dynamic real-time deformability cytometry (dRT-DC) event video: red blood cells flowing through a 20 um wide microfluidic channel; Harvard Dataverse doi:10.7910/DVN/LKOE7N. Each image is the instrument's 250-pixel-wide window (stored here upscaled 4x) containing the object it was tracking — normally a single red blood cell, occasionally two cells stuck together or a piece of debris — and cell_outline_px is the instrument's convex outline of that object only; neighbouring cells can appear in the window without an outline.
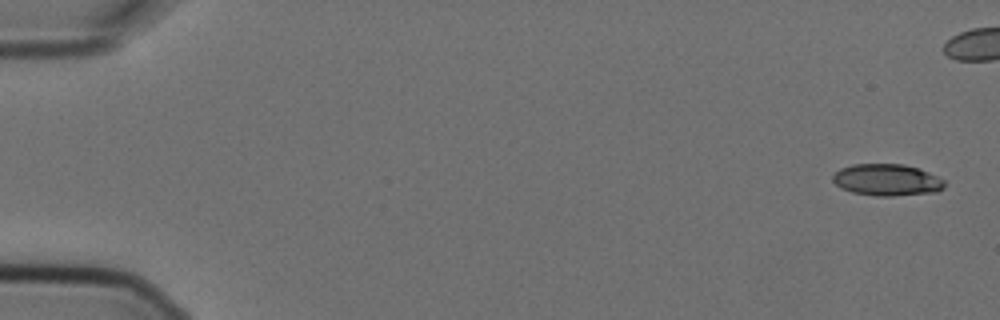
{"species": "Egyptian fruit bat (a non-hibernating species)", "species_latin": "Rousettus aegyptiacus", "temperature_condition": "cold", "stored_images_in_passage": 6, "camera_frame_rate_fps": 3000, "um_per_image_px": 0.085, "animal": {"sex": "female"}, "frame": {"image": 1, "passage_image": 1, "time_ms": 0.0, "image_size_px": [1000, 320], "cell_outline_px": [[944, 188], [936, 192], [892, 196], [876, 196], [852, 192], [840, 188], [832, 180], [832, 176], [840, 168], [852, 164], [904, 164], [920, 168], [944, 180]], "centroid_in_image_um": [75.37, 15.29], "position_along_channel_um": 9.6, "area_um2": 20.75}}
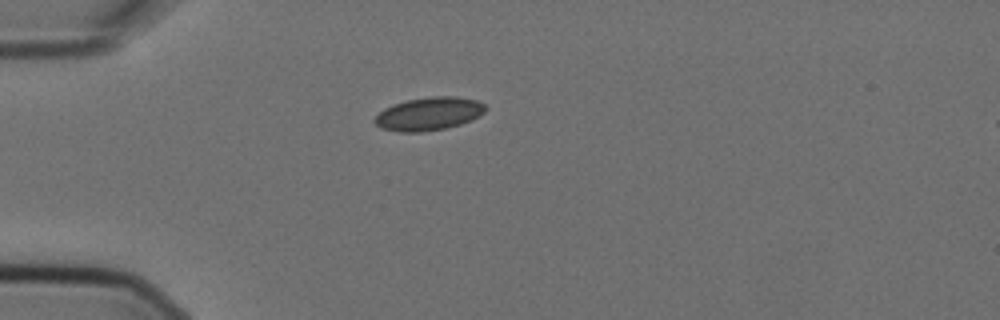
{"frame": {"image": 2, "passage_image": 6, "time_ms": 1.667, "image_size_px": [1000, 320], "cell_outline_px": [[488, 108], [480, 116], [472, 120], [460, 124], [444, 128], [424, 132], [400, 132], [380, 128], [372, 120], [384, 108], [392, 104], [408, 100], [432, 96], [456, 96], [476, 100], [484, 104]], "centroid_in_image_um": [36.45, 9.67], "position_along_channel_um": 48.5, "area_um2": 21.5}}